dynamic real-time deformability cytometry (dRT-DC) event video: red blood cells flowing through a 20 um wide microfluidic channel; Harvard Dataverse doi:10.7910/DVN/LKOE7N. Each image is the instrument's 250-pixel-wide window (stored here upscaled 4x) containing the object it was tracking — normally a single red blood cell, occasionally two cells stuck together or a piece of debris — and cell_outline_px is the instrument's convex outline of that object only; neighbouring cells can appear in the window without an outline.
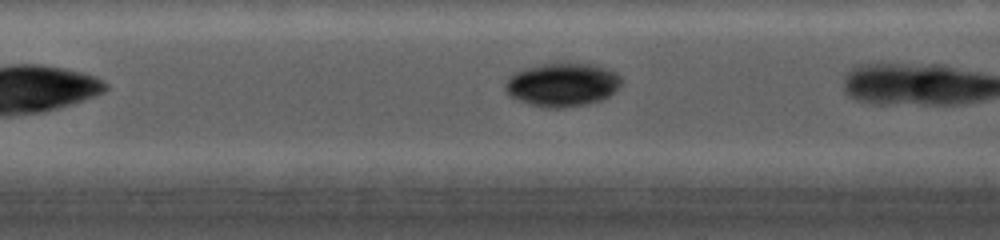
{"species": "common noctule bat (a hibernating species)", "species_latin": "Nyctalus noctula", "temperature_condition": "cold", "stored_images_in_passage": 9, "camera_frame_rate_fps": 5000, "um_per_image_px": 0.085, "animal": {"sex": "female", "body_mass_g": 19.0, "forearm_length_mm": 56.7}, "frame": {"image": 1, "passage_image": 7, "time_ms": 2.4, "image_size_px": [1000, 240], "cell_outline_px": [[620, 84], [608, 96], [600, 100], [588, 104], [564, 108], [540, 108], [528, 104], [512, 96], [504, 88], [508, 76], [512, 72], [524, 68], [540, 64], [592, 64], [616, 72], [620, 76]], "centroid_in_image_um": [47.75, 7.21], "position_along_channel_um": 159.7, "area_um2": 29.3}}